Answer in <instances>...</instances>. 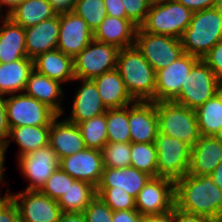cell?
Masks as SVG:
<instances>
[{"label": "cell", "instance_id": "f5cc1de1", "mask_svg": "<svg viewBox=\"0 0 222 222\" xmlns=\"http://www.w3.org/2000/svg\"><path fill=\"white\" fill-rule=\"evenodd\" d=\"M7 141L0 140V182L5 181L4 180V164H5V154L7 148Z\"/></svg>", "mask_w": 222, "mask_h": 222}, {"label": "cell", "instance_id": "bcb514c9", "mask_svg": "<svg viewBox=\"0 0 222 222\" xmlns=\"http://www.w3.org/2000/svg\"><path fill=\"white\" fill-rule=\"evenodd\" d=\"M10 128L7 121V111L4 95H0V140L7 141Z\"/></svg>", "mask_w": 222, "mask_h": 222}, {"label": "cell", "instance_id": "836d02e7", "mask_svg": "<svg viewBox=\"0 0 222 222\" xmlns=\"http://www.w3.org/2000/svg\"><path fill=\"white\" fill-rule=\"evenodd\" d=\"M86 148L102 150L108 142L106 112L78 124Z\"/></svg>", "mask_w": 222, "mask_h": 222}, {"label": "cell", "instance_id": "52a82bcc", "mask_svg": "<svg viewBox=\"0 0 222 222\" xmlns=\"http://www.w3.org/2000/svg\"><path fill=\"white\" fill-rule=\"evenodd\" d=\"M154 143L157 151V177H167L175 181L189 172L190 145L159 132Z\"/></svg>", "mask_w": 222, "mask_h": 222}, {"label": "cell", "instance_id": "ac0fdd59", "mask_svg": "<svg viewBox=\"0 0 222 222\" xmlns=\"http://www.w3.org/2000/svg\"><path fill=\"white\" fill-rule=\"evenodd\" d=\"M59 117L60 115H57L51 122L49 145L60 160L86 147L79 126L67 119L58 122Z\"/></svg>", "mask_w": 222, "mask_h": 222}, {"label": "cell", "instance_id": "db71d44e", "mask_svg": "<svg viewBox=\"0 0 222 222\" xmlns=\"http://www.w3.org/2000/svg\"><path fill=\"white\" fill-rule=\"evenodd\" d=\"M210 176L213 183H215L222 190V162L216 166Z\"/></svg>", "mask_w": 222, "mask_h": 222}, {"label": "cell", "instance_id": "cb8c5ba5", "mask_svg": "<svg viewBox=\"0 0 222 222\" xmlns=\"http://www.w3.org/2000/svg\"><path fill=\"white\" fill-rule=\"evenodd\" d=\"M151 178V175L131 166L125 168L104 167L97 187H114V190L126 191L136 198Z\"/></svg>", "mask_w": 222, "mask_h": 222}, {"label": "cell", "instance_id": "6f0895ef", "mask_svg": "<svg viewBox=\"0 0 222 222\" xmlns=\"http://www.w3.org/2000/svg\"><path fill=\"white\" fill-rule=\"evenodd\" d=\"M9 196V194H8V189H7V192H6V194H5V196H1V192H0V204L7 198Z\"/></svg>", "mask_w": 222, "mask_h": 222}, {"label": "cell", "instance_id": "277c9868", "mask_svg": "<svg viewBox=\"0 0 222 222\" xmlns=\"http://www.w3.org/2000/svg\"><path fill=\"white\" fill-rule=\"evenodd\" d=\"M159 133L176 138L191 147L199 140L196 112L174 101L156 103Z\"/></svg>", "mask_w": 222, "mask_h": 222}, {"label": "cell", "instance_id": "d590c367", "mask_svg": "<svg viewBox=\"0 0 222 222\" xmlns=\"http://www.w3.org/2000/svg\"><path fill=\"white\" fill-rule=\"evenodd\" d=\"M73 12L83 18L93 32L107 16L104 0H76Z\"/></svg>", "mask_w": 222, "mask_h": 222}, {"label": "cell", "instance_id": "484cf974", "mask_svg": "<svg viewBox=\"0 0 222 222\" xmlns=\"http://www.w3.org/2000/svg\"><path fill=\"white\" fill-rule=\"evenodd\" d=\"M0 26V64L28 58L26 52L25 29L9 17H2Z\"/></svg>", "mask_w": 222, "mask_h": 222}, {"label": "cell", "instance_id": "ba28073f", "mask_svg": "<svg viewBox=\"0 0 222 222\" xmlns=\"http://www.w3.org/2000/svg\"><path fill=\"white\" fill-rule=\"evenodd\" d=\"M135 47L157 72L177 60L183 53L180 39L144 32L137 28Z\"/></svg>", "mask_w": 222, "mask_h": 222}, {"label": "cell", "instance_id": "b9f144b4", "mask_svg": "<svg viewBox=\"0 0 222 222\" xmlns=\"http://www.w3.org/2000/svg\"><path fill=\"white\" fill-rule=\"evenodd\" d=\"M202 60L214 72L219 87L222 89V40L216 43Z\"/></svg>", "mask_w": 222, "mask_h": 222}, {"label": "cell", "instance_id": "6da1fadb", "mask_svg": "<svg viewBox=\"0 0 222 222\" xmlns=\"http://www.w3.org/2000/svg\"><path fill=\"white\" fill-rule=\"evenodd\" d=\"M175 182V206L213 220L222 217V190L210 175L186 174Z\"/></svg>", "mask_w": 222, "mask_h": 222}, {"label": "cell", "instance_id": "60d3db41", "mask_svg": "<svg viewBox=\"0 0 222 222\" xmlns=\"http://www.w3.org/2000/svg\"><path fill=\"white\" fill-rule=\"evenodd\" d=\"M125 9L126 19L138 28L143 24L150 9L148 0H121Z\"/></svg>", "mask_w": 222, "mask_h": 222}, {"label": "cell", "instance_id": "11a10c76", "mask_svg": "<svg viewBox=\"0 0 222 222\" xmlns=\"http://www.w3.org/2000/svg\"><path fill=\"white\" fill-rule=\"evenodd\" d=\"M25 0H0V11L3 12L2 6H8L7 13H5V16H7L11 11H13L19 4H22Z\"/></svg>", "mask_w": 222, "mask_h": 222}, {"label": "cell", "instance_id": "4fadbf2b", "mask_svg": "<svg viewBox=\"0 0 222 222\" xmlns=\"http://www.w3.org/2000/svg\"><path fill=\"white\" fill-rule=\"evenodd\" d=\"M200 58L183 53L176 61L156 72L155 99L152 102L172 101L180 92L186 76Z\"/></svg>", "mask_w": 222, "mask_h": 222}, {"label": "cell", "instance_id": "7dc6e473", "mask_svg": "<svg viewBox=\"0 0 222 222\" xmlns=\"http://www.w3.org/2000/svg\"><path fill=\"white\" fill-rule=\"evenodd\" d=\"M112 222H141V215L136 209L113 212Z\"/></svg>", "mask_w": 222, "mask_h": 222}, {"label": "cell", "instance_id": "4316f807", "mask_svg": "<svg viewBox=\"0 0 222 222\" xmlns=\"http://www.w3.org/2000/svg\"><path fill=\"white\" fill-rule=\"evenodd\" d=\"M33 68L50 79L63 82L75 80L73 58L58 49L45 52L33 59Z\"/></svg>", "mask_w": 222, "mask_h": 222}, {"label": "cell", "instance_id": "9f6ffc18", "mask_svg": "<svg viewBox=\"0 0 222 222\" xmlns=\"http://www.w3.org/2000/svg\"><path fill=\"white\" fill-rule=\"evenodd\" d=\"M168 1H171V0H148V2H149L150 5L166 3V2H168Z\"/></svg>", "mask_w": 222, "mask_h": 222}, {"label": "cell", "instance_id": "44dd1931", "mask_svg": "<svg viewBox=\"0 0 222 222\" xmlns=\"http://www.w3.org/2000/svg\"><path fill=\"white\" fill-rule=\"evenodd\" d=\"M75 80H80L82 86L75 94L70 117L65 119L78 125L94 116L104 114L107 108L102 103L97 86L92 79Z\"/></svg>", "mask_w": 222, "mask_h": 222}, {"label": "cell", "instance_id": "d6a6232c", "mask_svg": "<svg viewBox=\"0 0 222 222\" xmlns=\"http://www.w3.org/2000/svg\"><path fill=\"white\" fill-rule=\"evenodd\" d=\"M107 139L108 142H131L129 129V106L107 109Z\"/></svg>", "mask_w": 222, "mask_h": 222}, {"label": "cell", "instance_id": "30bf717a", "mask_svg": "<svg viewBox=\"0 0 222 222\" xmlns=\"http://www.w3.org/2000/svg\"><path fill=\"white\" fill-rule=\"evenodd\" d=\"M9 128L21 126H51L57 114L46 104L24 93L5 98Z\"/></svg>", "mask_w": 222, "mask_h": 222}, {"label": "cell", "instance_id": "680465c9", "mask_svg": "<svg viewBox=\"0 0 222 222\" xmlns=\"http://www.w3.org/2000/svg\"><path fill=\"white\" fill-rule=\"evenodd\" d=\"M213 222H222V217H220V218L214 220Z\"/></svg>", "mask_w": 222, "mask_h": 222}, {"label": "cell", "instance_id": "9c48e42d", "mask_svg": "<svg viewBox=\"0 0 222 222\" xmlns=\"http://www.w3.org/2000/svg\"><path fill=\"white\" fill-rule=\"evenodd\" d=\"M119 48L93 39L75 58V79H93L116 69Z\"/></svg>", "mask_w": 222, "mask_h": 222}, {"label": "cell", "instance_id": "74e56055", "mask_svg": "<svg viewBox=\"0 0 222 222\" xmlns=\"http://www.w3.org/2000/svg\"><path fill=\"white\" fill-rule=\"evenodd\" d=\"M97 195L115 212L136 209V200L126 191L114 187H96Z\"/></svg>", "mask_w": 222, "mask_h": 222}, {"label": "cell", "instance_id": "2e32d148", "mask_svg": "<svg viewBox=\"0 0 222 222\" xmlns=\"http://www.w3.org/2000/svg\"><path fill=\"white\" fill-rule=\"evenodd\" d=\"M59 167L75 180H82L97 187L104 171L102 152L85 148L60 159Z\"/></svg>", "mask_w": 222, "mask_h": 222}, {"label": "cell", "instance_id": "5bb4252c", "mask_svg": "<svg viewBox=\"0 0 222 222\" xmlns=\"http://www.w3.org/2000/svg\"><path fill=\"white\" fill-rule=\"evenodd\" d=\"M18 165L24 177L30 182L26 190H40L59 167V159L48 144L18 157Z\"/></svg>", "mask_w": 222, "mask_h": 222}, {"label": "cell", "instance_id": "9a60e30c", "mask_svg": "<svg viewBox=\"0 0 222 222\" xmlns=\"http://www.w3.org/2000/svg\"><path fill=\"white\" fill-rule=\"evenodd\" d=\"M92 40L93 31L83 18L73 11L60 13V31L56 49L75 58Z\"/></svg>", "mask_w": 222, "mask_h": 222}, {"label": "cell", "instance_id": "91938a15", "mask_svg": "<svg viewBox=\"0 0 222 222\" xmlns=\"http://www.w3.org/2000/svg\"><path fill=\"white\" fill-rule=\"evenodd\" d=\"M218 6L222 9V0H219Z\"/></svg>", "mask_w": 222, "mask_h": 222}, {"label": "cell", "instance_id": "f6af8a7d", "mask_svg": "<svg viewBox=\"0 0 222 222\" xmlns=\"http://www.w3.org/2000/svg\"><path fill=\"white\" fill-rule=\"evenodd\" d=\"M193 13L218 6L219 0H177Z\"/></svg>", "mask_w": 222, "mask_h": 222}, {"label": "cell", "instance_id": "7a4b0ae2", "mask_svg": "<svg viewBox=\"0 0 222 222\" xmlns=\"http://www.w3.org/2000/svg\"><path fill=\"white\" fill-rule=\"evenodd\" d=\"M116 70L134 101L152 102L155 99L156 71L135 45L119 50Z\"/></svg>", "mask_w": 222, "mask_h": 222}, {"label": "cell", "instance_id": "7402d4cb", "mask_svg": "<svg viewBox=\"0 0 222 222\" xmlns=\"http://www.w3.org/2000/svg\"><path fill=\"white\" fill-rule=\"evenodd\" d=\"M24 92V94L46 104L57 115L62 116L64 110L60 102H62L64 91L59 81L50 79L33 69L28 77Z\"/></svg>", "mask_w": 222, "mask_h": 222}, {"label": "cell", "instance_id": "f907efd6", "mask_svg": "<svg viewBox=\"0 0 222 222\" xmlns=\"http://www.w3.org/2000/svg\"><path fill=\"white\" fill-rule=\"evenodd\" d=\"M54 9L60 13L73 11L76 0H48Z\"/></svg>", "mask_w": 222, "mask_h": 222}, {"label": "cell", "instance_id": "8992f818", "mask_svg": "<svg viewBox=\"0 0 222 222\" xmlns=\"http://www.w3.org/2000/svg\"><path fill=\"white\" fill-rule=\"evenodd\" d=\"M220 90L214 72L200 59L192 67L179 94L172 101L196 110Z\"/></svg>", "mask_w": 222, "mask_h": 222}, {"label": "cell", "instance_id": "5b68a950", "mask_svg": "<svg viewBox=\"0 0 222 222\" xmlns=\"http://www.w3.org/2000/svg\"><path fill=\"white\" fill-rule=\"evenodd\" d=\"M193 12L177 0L151 5L140 28L147 33L181 38L189 26Z\"/></svg>", "mask_w": 222, "mask_h": 222}, {"label": "cell", "instance_id": "603a6c76", "mask_svg": "<svg viewBox=\"0 0 222 222\" xmlns=\"http://www.w3.org/2000/svg\"><path fill=\"white\" fill-rule=\"evenodd\" d=\"M137 28L126 18L106 16L93 32V39L123 49L134 45Z\"/></svg>", "mask_w": 222, "mask_h": 222}, {"label": "cell", "instance_id": "f35d334b", "mask_svg": "<svg viewBox=\"0 0 222 222\" xmlns=\"http://www.w3.org/2000/svg\"><path fill=\"white\" fill-rule=\"evenodd\" d=\"M74 181V178L58 167L41 187L40 191L58 201Z\"/></svg>", "mask_w": 222, "mask_h": 222}, {"label": "cell", "instance_id": "e0dca14e", "mask_svg": "<svg viewBox=\"0 0 222 222\" xmlns=\"http://www.w3.org/2000/svg\"><path fill=\"white\" fill-rule=\"evenodd\" d=\"M128 124L131 143L155 142L159 132L156 103L135 101L129 105Z\"/></svg>", "mask_w": 222, "mask_h": 222}, {"label": "cell", "instance_id": "c3c4849f", "mask_svg": "<svg viewBox=\"0 0 222 222\" xmlns=\"http://www.w3.org/2000/svg\"><path fill=\"white\" fill-rule=\"evenodd\" d=\"M107 16L126 18V13L121 0H104Z\"/></svg>", "mask_w": 222, "mask_h": 222}, {"label": "cell", "instance_id": "4dcf8cb0", "mask_svg": "<svg viewBox=\"0 0 222 222\" xmlns=\"http://www.w3.org/2000/svg\"><path fill=\"white\" fill-rule=\"evenodd\" d=\"M49 132L50 126H21L10 128L7 145L10 144V140H15L20 147V152L17 154L18 157H20L48 145Z\"/></svg>", "mask_w": 222, "mask_h": 222}, {"label": "cell", "instance_id": "83f0119b", "mask_svg": "<svg viewBox=\"0 0 222 222\" xmlns=\"http://www.w3.org/2000/svg\"><path fill=\"white\" fill-rule=\"evenodd\" d=\"M33 69V60L30 58L0 64V95L24 93L28 77Z\"/></svg>", "mask_w": 222, "mask_h": 222}, {"label": "cell", "instance_id": "ee69618b", "mask_svg": "<svg viewBox=\"0 0 222 222\" xmlns=\"http://www.w3.org/2000/svg\"><path fill=\"white\" fill-rule=\"evenodd\" d=\"M214 220L203 215H197L178 209L176 206L173 208V222H213Z\"/></svg>", "mask_w": 222, "mask_h": 222}, {"label": "cell", "instance_id": "ab89813d", "mask_svg": "<svg viewBox=\"0 0 222 222\" xmlns=\"http://www.w3.org/2000/svg\"><path fill=\"white\" fill-rule=\"evenodd\" d=\"M113 210L97 195L84 210L87 222H112Z\"/></svg>", "mask_w": 222, "mask_h": 222}, {"label": "cell", "instance_id": "3957f363", "mask_svg": "<svg viewBox=\"0 0 222 222\" xmlns=\"http://www.w3.org/2000/svg\"><path fill=\"white\" fill-rule=\"evenodd\" d=\"M222 40V9L219 6L194 12L180 41L183 51L202 59Z\"/></svg>", "mask_w": 222, "mask_h": 222}, {"label": "cell", "instance_id": "f1b7e54d", "mask_svg": "<svg viewBox=\"0 0 222 222\" xmlns=\"http://www.w3.org/2000/svg\"><path fill=\"white\" fill-rule=\"evenodd\" d=\"M57 15L58 12L48 0H25L11 11L7 17L26 29Z\"/></svg>", "mask_w": 222, "mask_h": 222}, {"label": "cell", "instance_id": "e575fe53", "mask_svg": "<svg viewBox=\"0 0 222 222\" xmlns=\"http://www.w3.org/2000/svg\"><path fill=\"white\" fill-rule=\"evenodd\" d=\"M131 167L157 177V151L155 143H131Z\"/></svg>", "mask_w": 222, "mask_h": 222}, {"label": "cell", "instance_id": "7bdbcfd3", "mask_svg": "<svg viewBox=\"0 0 222 222\" xmlns=\"http://www.w3.org/2000/svg\"><path fill=\"white\" fill-rule=\"evenodd\" d=\"M0 222H20L18 207L10 196L0 204Z\"/></svg>", "mask_w": 222, "mask_h": 222}, {"label": "cell", "instance_id": "8d00e7d4", "mask_svg": "<svg viewBox=\"0 0 222 222\" xmlns=\"http://www.w3.org/2000/svg\"><path fill=\"white\" fill-rule=\"evenodd\" d=\"M106 168H125L131 164V142H107L101 150Z\"/></svg>", "mask_w": 222, "mask_h": 222}, {"label": "cell", "instance_id": "8fae6325", "mask_svg": "<svg viewBox=\"0 0 222 222\" xmlns=\"http://www.w3.org/2000/svg\"><path fill=\"white\" fill-rule=\"evenodd\" d=\"M8 194L18 207L20 222H57L62 214L58 202L40 190L12 195L8 189Z\"/></svg>", "mask_w": 222, "mask_h": 222}, {"label": "cell", "instance_id": "f546056e", "mask_svg": "<svg viewBox=\"0 0 222 222\" xmlns=\"http://www.w3.org/2000/svg\"><path fill=\"white\" fill-rule=\"evenodd\" d=\"M195 112L201 136L222 137V89Z\"/></svg>", "mask_w": 222, "mask_h": 222}, {"label": "cell", "instance_id": "681fc988", "mask_svg": "<svg viewBox=\"0 0 222 222\" xmlns=\"http://www.w3.org/2000/svg\"><path fill=\"white\" fill-rule=\"evenodd\" d=\"M141 222H173V210L152 215H141Z\"/></svg>", "mask_w": 222, "mask_h": 222}, {"label": "cell", "instance_id": "1f68e13d", "mask_svg": "<svg viewBox=\"0 0 222 222\" xmlns=\"http://www.w3.org/2000/svg\"><path fill=\"white\" fill-rule=\"evenodd\" d=\"M97 196V188L85 181L75 180L57 201L62 212H84Z\"/></svg>", "mask_w": 222, "mask_h": 222}, {"label": "cell", "instance_id": "7c38bea8", "mask_svg": "<svg viewBox=\"0 0 222 222\" xmlns=\"http://www.w3.org/2000/svg\"><path fill=\"white\" fill-rule=\"evenodd\" d=\"M135 200L140 215L169 212L175 207V182L167 177H152Z\"/></svg>", "mask_w": 222, "mask_h": 222}, {"label": "cell", "instance_id": "816d5d0a", "mask_svg": "<svg viewBox=\"0 0 222 222\" xmlns=\"http://www.w3.org/2000/svg\"><path fill=\"white\" fill-rule=\"evenodd\" d=\"M57 222H87L83 212H62Z\"/></svg>", "mask_w": 222, "mask_h": 222}, {"label": "cell", "instance_id": "ffe728a7", "mask_svg": "<svg viewBox=\"0 0 222 222\" xmlns=\"http://www.w3.org/2000/svg\"><path fill=\"white\" fill-rule=\"evenodd\" d=\"M60 14L25 29L26 52L30 59L57 48Z\"/></svg>", "mask_w": 222, "mask_h": 222}, {"label": "cell", "instance_id": "d6986e66", "mask_svg": "<svg viewBox=\"0 0 222 222\" xmlns=\"http://www.w3.org/2000/svg\"><path fill=\"white\" fill-rule=\"evenodd\" d=\"M222 162V137L200 136L191 147L188 174L192 176L210 175Z\"/></svg>", "mask_w": 222, "mask_h": 222}, {"label": "cell", "instance_id": "d4e9b609", "mask_svg": "<svg viewBox=\"0 0 222 222\" xmlns=\"http://www.w3.org/2000/svg\"><path fill=\"white\" fill-rule=\"evenodd\" d=\"M97 86L102 103L107 109L123 108L135 101L129 95L124 81L116 69L92 79Z\"/></svg>", "mask_w": 222, "mask_h": 222}]
</instances>
